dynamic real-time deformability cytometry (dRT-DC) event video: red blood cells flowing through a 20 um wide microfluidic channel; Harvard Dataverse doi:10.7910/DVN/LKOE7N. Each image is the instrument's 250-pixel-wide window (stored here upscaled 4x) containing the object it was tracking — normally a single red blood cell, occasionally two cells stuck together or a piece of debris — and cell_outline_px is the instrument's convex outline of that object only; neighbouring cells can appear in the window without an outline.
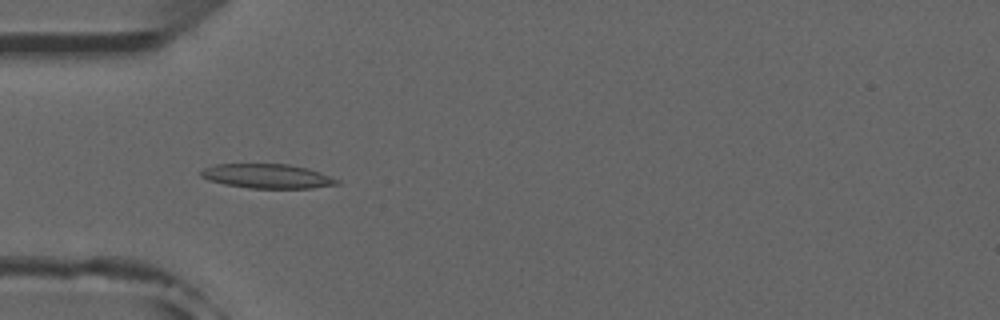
{"species": "common noctule bat (a hibernating species)", "species_latin": "Nyctalus noctula", "temperature_condition": "room temperature", "stored_images_in_passage": 49, "camera_frame_rate_fps": 3000, "um_per_image_px": 0.085, "animal": {"sex": "male", "forearm_length_mm": 52.5}, "frame": {"image": 1, "passage_image": 13, "time_ms": 4.0, "image_size_px": [1000, 320], "cell_outline_px": [[340, 184], [312, 188], [248, 188], [224, 184], [208, 180], [200, 176], [200, 172], [204, 168], [216, 164], [288, 164], [308, 168], [320, 172], [340, 180]], "centroid_in_image_um": [22.73, 14.97], "position_along_channel_um": 62.3, "area_um2": 19.36}}
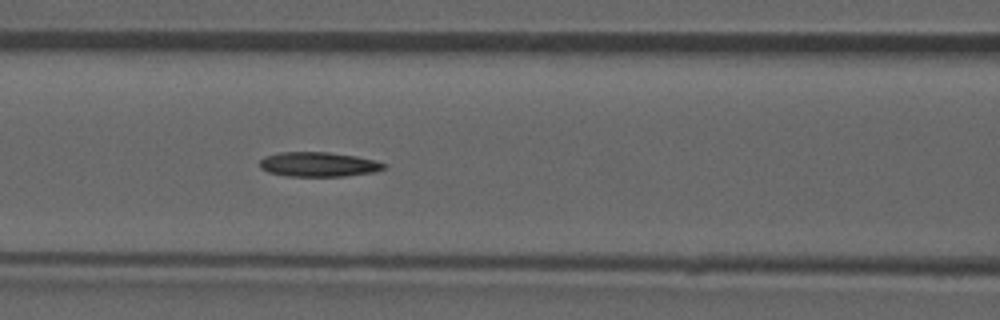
{"frame": {"image": 2, "passage_image": 19, "time_ms": 6.0, "image_size_px": [1000, 320], "cell_outline_px": [[388, 168], [372, 172], [344, 176], [288, 176], [268, 172], [260, 168], [260, 160], [264, 156], [280, 152], [328, 152], [356, 156], [388, 164]], "centroid_in_image_um": [27.07, 13.97], "position_along_channel_um": 139.5, "area_um2": 17.8}}
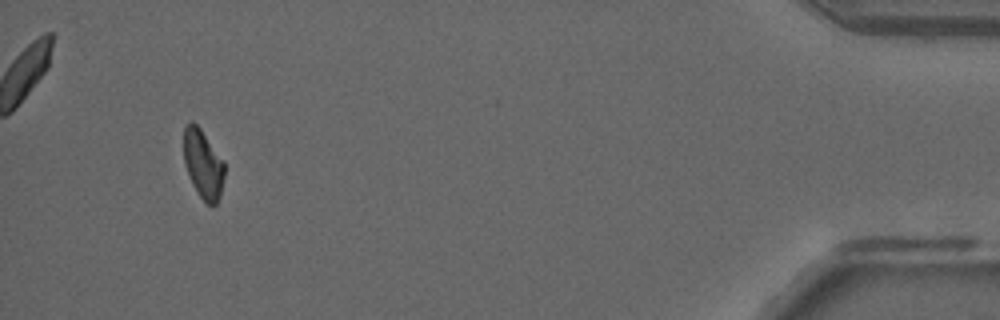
{"frame": {"image": 3, "passage_image": 46, "time_ms": 15.0, "image_size_px": [1000, 320], "cell_outline_px": [[224, 176], [220, 196], [216, 204], [212, 208], [200, 196], [192, 184], [184, 164], [184, 128], [192, 120], [200, 128], [224, 160]], "centroid_in_image_um": [17.27, 13.96], "position_along_channel_um": 417.9, "area_um2": 16.36}}